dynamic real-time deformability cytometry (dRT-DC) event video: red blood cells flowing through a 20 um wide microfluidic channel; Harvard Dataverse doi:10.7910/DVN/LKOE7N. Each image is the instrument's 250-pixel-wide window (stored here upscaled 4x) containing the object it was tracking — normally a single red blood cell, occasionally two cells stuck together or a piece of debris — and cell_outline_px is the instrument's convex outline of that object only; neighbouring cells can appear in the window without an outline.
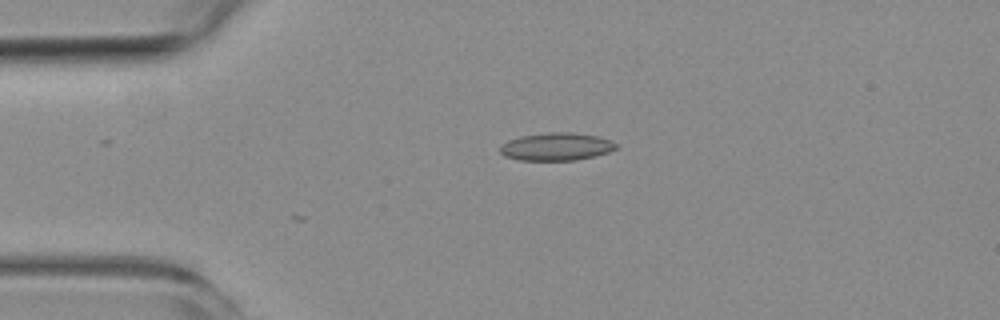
{"species": "common noctule bat (a hibernating species)", "species_latin": "Nyctalus noctula", "temperature_condition": "room temperature", "stored_images_in_passage": 2, "camera_frame_rate_fps": 3000, "um_per_image_px": 0.085, "animal": {"sex": "female", "body_mass_g": 19.3, "forearm_length_mm": 54.1}, "frame": {"image": 1, "passage_image": 1, "time_ms": 0.0, "image_size_px": [1000, 320], "cell_outline_px": [[616, 148], [608, 152], [592, 156], [572, 160], [520, 160], [504, 156], [500, 152], [500, 144], [508, 140], [520, 136], [548, 132], [572, 132], [600, 136], [612, 140], [616, 144]], "centroid_in_image_um": [47.26, 12.45], "position_along_channel_um": 37.7, "area_um2": 18.79}}